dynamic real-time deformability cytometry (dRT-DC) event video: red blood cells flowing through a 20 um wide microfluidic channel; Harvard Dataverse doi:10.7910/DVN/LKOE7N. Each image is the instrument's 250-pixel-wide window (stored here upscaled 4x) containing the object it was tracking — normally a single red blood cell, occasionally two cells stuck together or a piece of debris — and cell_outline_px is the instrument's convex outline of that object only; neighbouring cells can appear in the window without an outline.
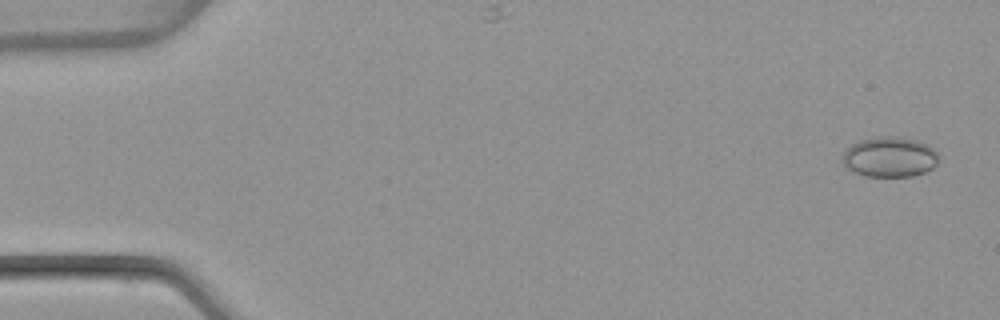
{"species": "common noctule bat (a hibernating species)", "species_latin": "Nyctalus noctula", "temperature_condition": "warm", "stored_images_in_passage": 51, "camera_frame_rate_fps": 3000, "um_per_image_px": 0.085, "animal": {"sex": "female", "body_mass_g": 22.7, "forearm_length_mm": 54.2}, "frame": {"image": 1, "passage_image": 2, "time_ms": 0.333, "image_size_px": [1000, 320], "cell_outline_px": [[936, 164], [932, 168], [924, 172], [912, 176], [864, 176], [848, 168], [844, 164], [844, 152], [852, 144], [860, 140], [876, 136], [896, 136], [920, 140], [928, 144], [936, 152]], "centroid_in_image_um": [75.64, 13.32], "position_along_channel_um": 9.4, "area_um2": 22.37}}
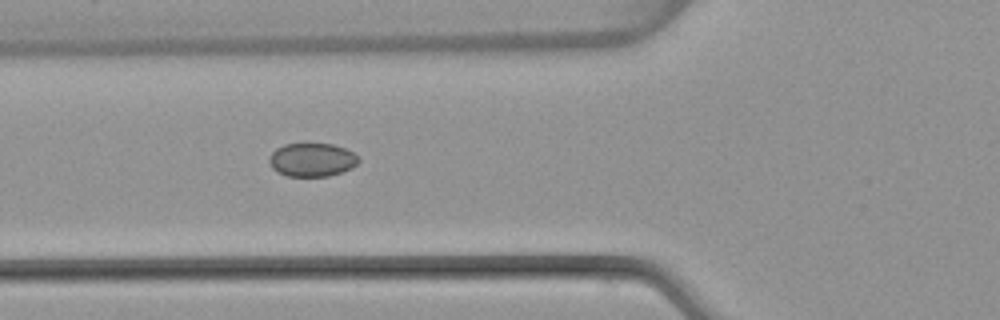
{"frame": {"image": 2, "passage_image": 19, "time_ms": 6.0, "image_size_px": [1000, 320], "cell_outline_px": [[360, 160], [352, 168], [328, 176], [288, 176], [276, 172], [272, 168], [268, 160], [272, 152], [276, 148], [284, 144], [304, 140], [332, 144], [344, 148], [352, 152]], "centroid_in_image_um": [26.47, 13.53], "position_along_channel_um": 99.3, "area_um2": 18.03}}
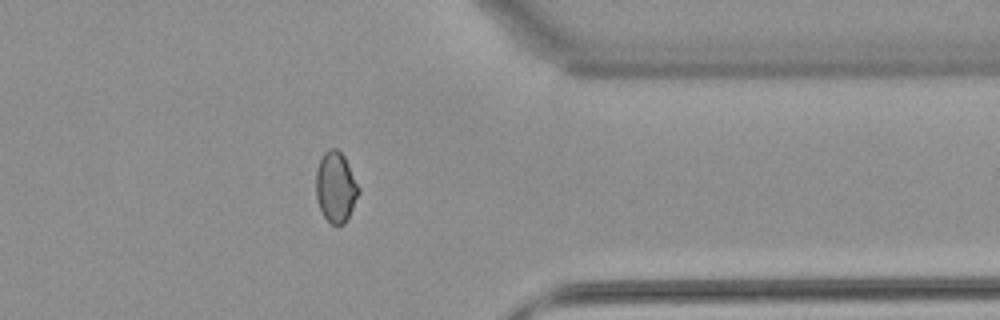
{"frame": {"image": 3, "passage_image": 41, "time_ms": 13.333, "image_size_px": [1000, 320], "cell_outline_px": [[360, 192], [344, 224], [332, 224], [324, 216], [320, 208], [316, 196], [316, 172], [320, 160], [324, 152], [328, 148], [336, 148], [344, 156], [360, 188]], "centroid_in_image_um": [28.54, 15.88], "position_along_channel_um": 382.9, "area_um2": 17.28}, "authors_computed_cell_mechanics": {"area_um2": 17.8602, "velocity_mm_per_s": 4.0141, "shape_relaxation_time_tau1_ms": null, "shape_relaxation_time_tau2_ms": 0.9957, "deformation_change_tau1": null, "deformation_change_tau2": 0.0278}}